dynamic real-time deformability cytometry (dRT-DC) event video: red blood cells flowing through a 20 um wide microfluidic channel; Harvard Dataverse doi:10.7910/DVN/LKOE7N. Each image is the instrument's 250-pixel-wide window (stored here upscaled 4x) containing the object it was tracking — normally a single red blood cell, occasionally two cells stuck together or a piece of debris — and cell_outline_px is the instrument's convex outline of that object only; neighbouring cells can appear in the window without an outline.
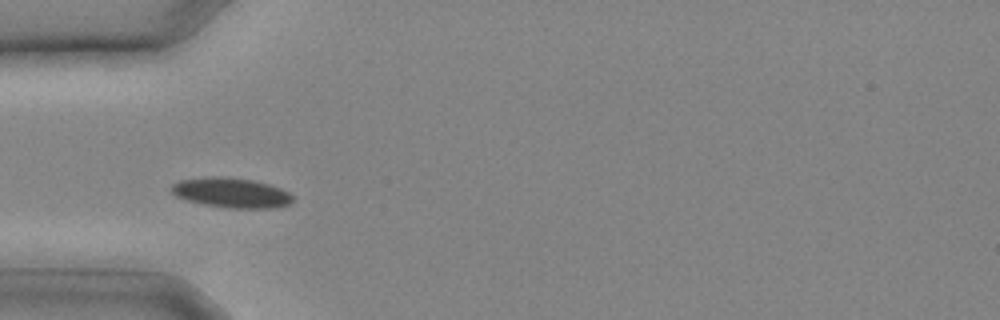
{"species": "common noctule bat (a hibernating species)", "species_latin": "Nyctalus noctula", "temperature_condition": "cold", "stored_images_in_passage": 8, "camera_frame_rate_fps": 3000, "um_per_image_px": 0.085, "animal": {"sex": "male", "body_mass_g": 20.4}, "frame": {"image": 1, "passage_image": 5, "time_ms": 1.333, "image_size_px": [1000, 320], "cell_outline_px": [[292, 200], [288, 204], [276, 208], [232, 208], [204, 204], [188, 200], [176, 196], [172, 192], [172, 184], [180, 180], [204, 176], [228, 176], [252, 180], [268, 184], [280, 188], [288, 192], [292, 196]], "centroid_in_image_um": [19.65, 16.37], "position_along_channel_um": 65.3, "area_um2": 21.1}}